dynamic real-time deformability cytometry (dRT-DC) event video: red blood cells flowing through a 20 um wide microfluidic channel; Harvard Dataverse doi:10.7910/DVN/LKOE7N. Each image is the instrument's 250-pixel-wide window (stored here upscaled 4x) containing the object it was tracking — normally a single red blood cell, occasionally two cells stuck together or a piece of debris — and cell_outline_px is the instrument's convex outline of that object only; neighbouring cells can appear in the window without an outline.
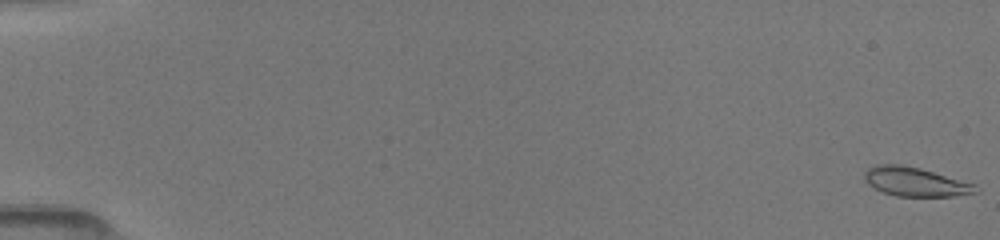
{"species": "common noctule bat (a hibernating species)", "species_latin": "Nyctalus noctula", "temperature_condition": "room temperature", "stored_images_in_passage": 11, "camera_frame_rate_fps": 3000, "um_per_image_px": 0.085, "animal": {"sex": "female", "body_mass_g": 19.5, "forearm_length_mm": 54.1}, "frame": {"image": 1, "passage_image": 1, "time_ms": 0.0, "image_size_px": [1000, 240], "cell_outline_px": [[980, 192], [952, 196], [896, 196], [884, 192], [868, 184], [864, 180], [864, 172], [868, 168], [876, 164], [900, 164], [920, 168], [976, 184]], "centroid_in_image_um": [77.81, 15.45], "position_along_channel_um": 7.2, "area_um2": 18.79}}